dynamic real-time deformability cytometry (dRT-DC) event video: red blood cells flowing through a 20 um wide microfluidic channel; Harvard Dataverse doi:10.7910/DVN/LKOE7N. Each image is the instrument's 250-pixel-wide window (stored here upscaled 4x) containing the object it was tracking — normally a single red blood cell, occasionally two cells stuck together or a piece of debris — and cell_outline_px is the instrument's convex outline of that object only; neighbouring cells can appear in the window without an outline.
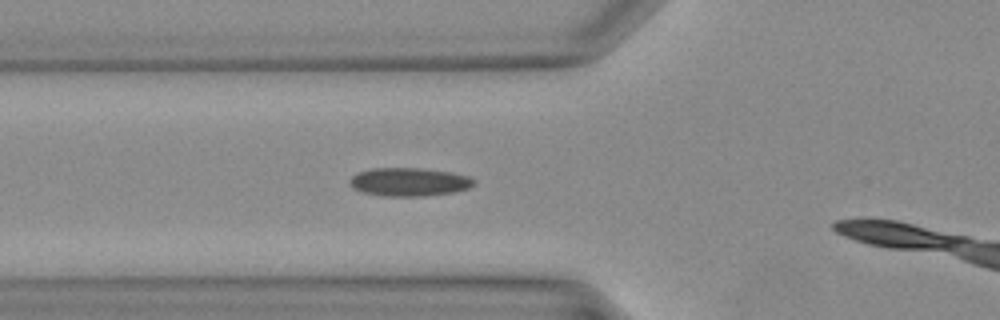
{"species": "Egyptian fruit bat (a non-hibernating species)", "species_latin": "Rousettus aegyptiacus", "temperature_condition": "warm", "stored_images_in_passage": 8, "camera_frame_rate_fps": 3000, "um_per_image_px": 0.085, "animal": {"sex": "female"}, "frame": {"image": 1, "passage_image": 2, "time_ms": 0.333, "image_size_px": [1000, 320], "cell_outline_px": [[476, 184], [468, 188], [452, 192], [420, 196], [388, 196], [364, 192], [352, 188], [348, 184], [348, 180], [356, 172], [368, 168], [420, 168], [452, 172], [468, 176], [476, 180]], "centroid_in_image_um": [34.74, 15.45], "position_along_channel_um": 91.1, "area_um2": 20.63}}
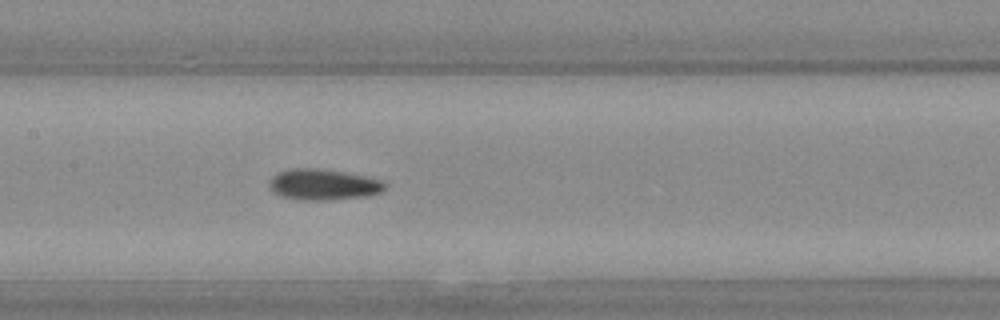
{"frame": {"image": 2, "passage_image": 7, "time_ms": 2.0, "image_size_px": [1000, 320], "cell_outline_px": [[388, 184], [380, 192], [368, 196], [324, 200], [304, 200], [280, 196], [272, 192], [268, 184], [272, 176], [280, 172], [292, 168], [316, 168], [344, 172], [384, 180]], "centroid_in_image_um": [27.48, 15.69], "position_along_channel_um": 179.9, "area_um2": 20.87}}